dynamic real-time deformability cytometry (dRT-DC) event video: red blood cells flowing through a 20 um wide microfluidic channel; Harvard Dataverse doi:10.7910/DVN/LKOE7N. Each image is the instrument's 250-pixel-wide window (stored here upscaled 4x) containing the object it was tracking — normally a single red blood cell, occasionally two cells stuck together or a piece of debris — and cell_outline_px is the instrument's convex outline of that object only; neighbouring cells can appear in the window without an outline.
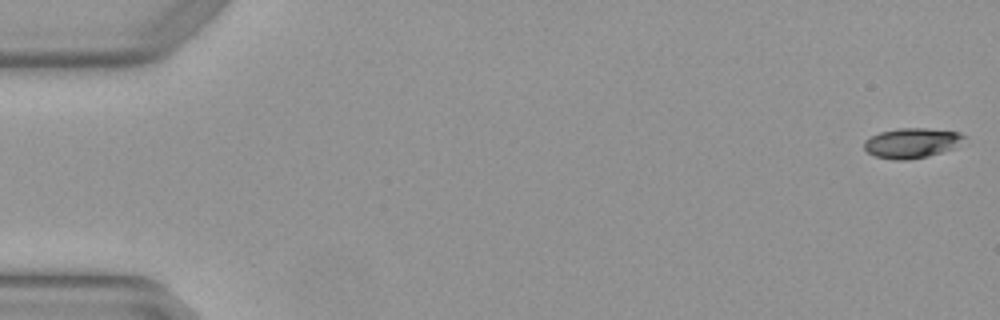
{"species": "Egyptian fruit bat (a non-hibernating species)", "species_latin": "Rousettus aegyptiacus", "temperature_condition": "warm", "stored_images_in_passage": 5, "camera_frame_rate_fps": 3000, "um_per_image_px": 0.085, "animal": {"sex": "female"}, "frame": {"image": 1, "passage_image": 1, "time_ms": 0.0, "image_size_px": [1000, 320], "cell_outline_px": [[968, 136], [952, 148], [928, 156], [908, 160], [892, 160], [876, 156], [868, 152], [864, 148], [864, 140], [880, 132], [900, 128], [924, 128], [960, 132]], "centroid_in_image_um": [77.49, 12.15], "position_along_channel_um": 7.5, "area_um2": 17.34}}
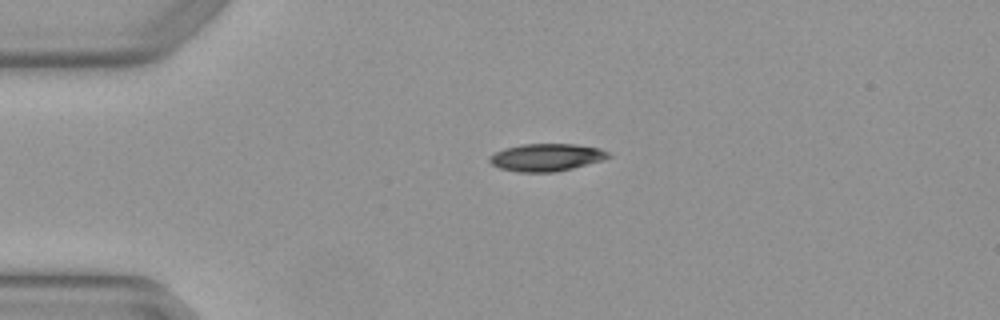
{"frame": {"image": 2, "passage_image": 4, "time_ms": 1.0, "image_size_px": [1000, 320], "cell_outline_px": [[612, 156], [604, 160], [556, 172], [520, 172], [500, 168], [492, 164], [488, 160], [488, 156], [504, 148], [520, 144], [576, 144], [600, 148], [608, 152]], "centroid_in_image_um": [46.45, 13.37], "position_along_channel_um": 38.6, "area_um2": 19.13}}